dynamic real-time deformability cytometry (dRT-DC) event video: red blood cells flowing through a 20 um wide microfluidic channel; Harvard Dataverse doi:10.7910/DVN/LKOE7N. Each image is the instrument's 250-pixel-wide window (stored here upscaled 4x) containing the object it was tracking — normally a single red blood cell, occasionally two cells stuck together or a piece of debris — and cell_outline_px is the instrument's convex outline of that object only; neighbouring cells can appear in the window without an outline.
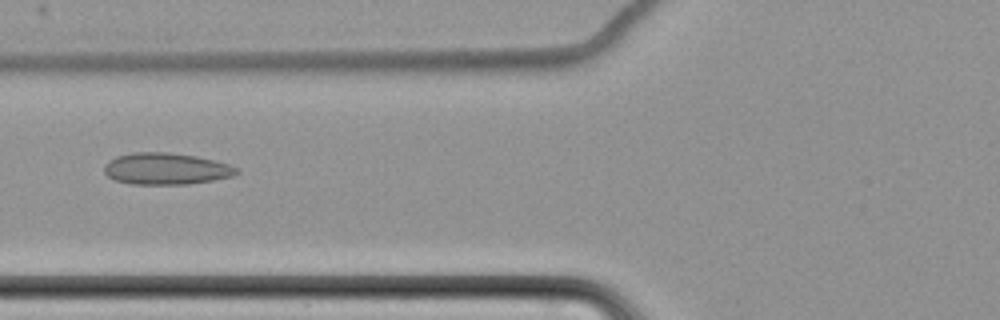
{"species": "common noctule bat (a hibernating species)", "species_latin": "Nyctalus noctula", "temperature_condition": "cold", "stored_images_in_passage": 8, "camera_frame_rate_fps": 3000, "um_per_image_px": 0.085, "animal": {"sex": "female", "body_mass_g": 22.7, "forearm_length_mm": 54.2}, "frame": {"image": 1, "passage_image": 7, "time_ms": 7.0, "image_size_px": [1000, 320], "cell_outline_px": [[240, 172], [232, 176], [212, 180], [188, 184], [132, 184], [116, 180], [108, 176], [104, 172], [104, 164], [108, 160], [116, 156], [132, 152], [168, 152], [196, 156], [216, 160], [240, 168]], "centroid_in_image_um": [14.12, 14.33], "position_along_channel_um": 111.7, "area_um2": 24.57}}
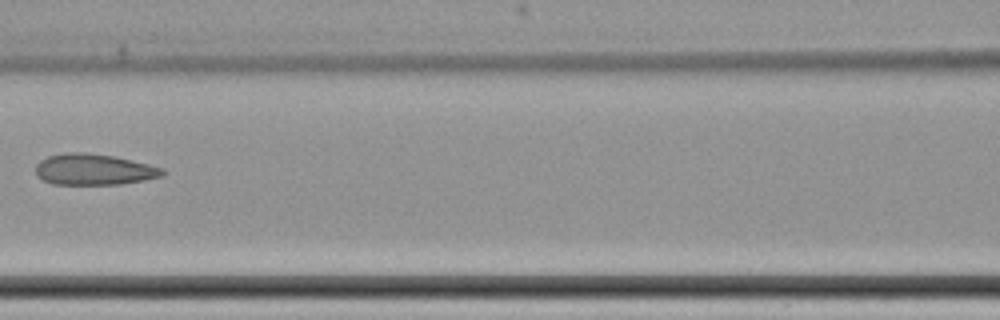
{"frame": {"image": 2, "passage_image": 8, "time_ms": 8.333, "image_size_px": [1000, 320], "cell_outline_px": [[168, 172], [164, 176], [144, 180], [120, 184], [52, 184], [36, 176], [36, 164], [40, 160], [48, 156], [64, 152], [84, 152], [116, 156], [164, 168]], "centroid_in_image_um": [8.01, 14.4], "position_along_channel_um": 158.6, "area_um2": 23.24}}